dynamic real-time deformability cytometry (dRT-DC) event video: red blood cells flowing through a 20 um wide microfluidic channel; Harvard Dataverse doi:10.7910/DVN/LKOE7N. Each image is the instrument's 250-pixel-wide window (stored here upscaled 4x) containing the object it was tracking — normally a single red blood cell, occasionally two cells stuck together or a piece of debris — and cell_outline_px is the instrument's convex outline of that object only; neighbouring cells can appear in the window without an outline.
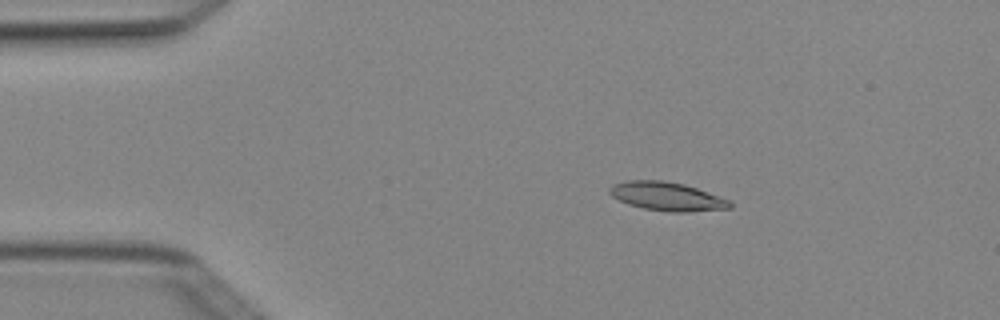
{"species": "Egyptian fruit bat (a non-hibernating species)", "species_latin": "Rousettus aegyptiacus", "temperature_condition": "cold", "stored_images_in_passage": 5, "camera_frame_rate_fps": 3000, "um_per_image_px": 0.085, "animal": {"sex": "female"}, "frame": {"image": 1, "passage_image": 3, "time_ms": 0.667, "image_size_px": [1000, 320], "cell_outline_px": [[732, 208], [688, 212], [672, 212], [644, 208], [628, 204], [612, 196], [608, 192], [608, 188], [612, 184], [628, 180], [664, 180], [684, 184], [732, 200]], "centroid_in_image_um": [56.71, 16.69], "position_along_channel_um": 28.3, "area_um2": 20.17}}
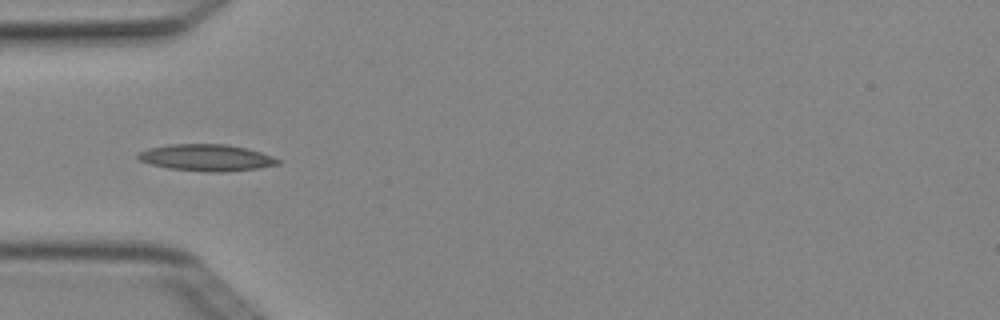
{"frame": {"image": 2, "passage_image": 5, "time_ms": 1.333, "image_size_px": [1000, 320], "cell_outline_px": [[280, 164], [260, 168], [220, 172], [208, 172], [168, 168], [152, 164], [140, 160], [136, 156], [136, 152], [148, 148], [172, 144], [228, 144], [248, 148], [260, 152], [280, 160]], "centroid_in_image_um": [17.54, 13.39], "position_along_channel_um": 67.5, "area_um2": 21.73}}